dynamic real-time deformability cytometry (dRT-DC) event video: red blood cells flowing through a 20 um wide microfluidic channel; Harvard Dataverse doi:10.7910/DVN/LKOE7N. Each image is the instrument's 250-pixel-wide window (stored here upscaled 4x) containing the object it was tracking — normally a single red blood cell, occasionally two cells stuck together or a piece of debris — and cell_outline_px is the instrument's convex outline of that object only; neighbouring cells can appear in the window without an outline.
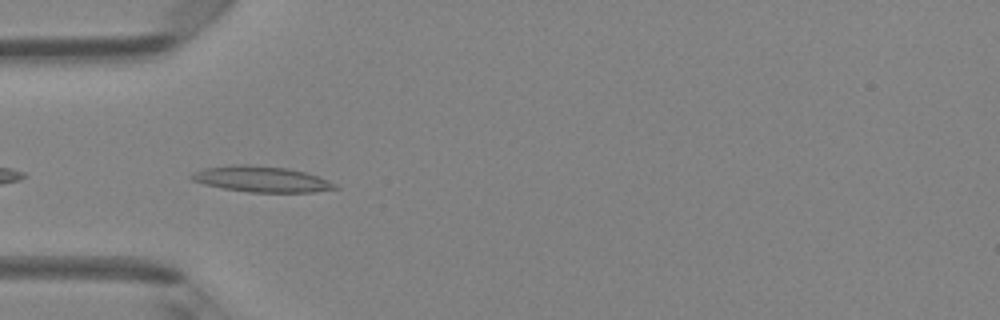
{"species": "Egyptian fruit bat (a non-hibernating species)", "species_latin": "Rousettus aegyptiacus", "temperature_condition": "room temperature", "stored_images_in_passage": 8, "camera_frame_rate_fps": 3000, "um_per_image_px": 0.085, "animal": {"sex": "female"}, "frame": {"image": 1, "passage_image": 4, "time_ms": 1.0, "image_size_px": [1000, 320], "cell_outline_px": [[340, 188], [312, 192], [248, 192], [224, 188], [204, 184], [192, 180], [188, 176], [192, 172], [204, 168], [236, 164], [244, 164], [288, 168], [304, 172], [316, 176], [336, 184]], "centroid_in_image_um": [22.18, 15.22], "position_along_channel_um": 62.8, "area_um2": 21.44}}
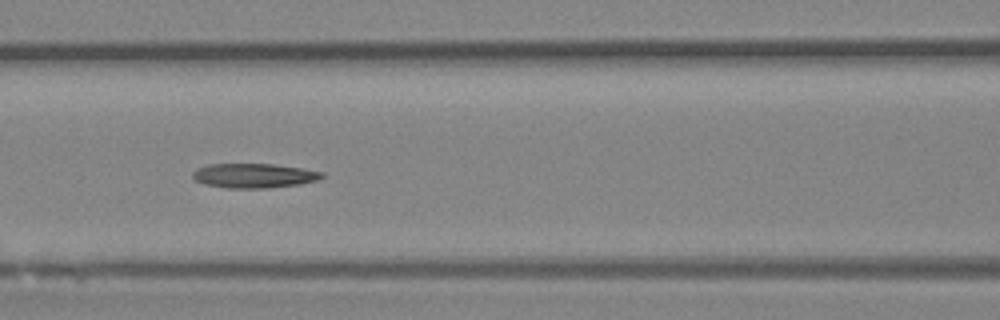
{"frame": {"image": 2, "passage_image": 6, "time_ms": 1.667, "image_size_px": [1000, 320], "cell_outline_px": [[324, 176], [320, 180], [300, 184], [268, 188], [224, 188], [204, 184], [196, 180], [192, 176], [192, 172], [196, 168], [208, 164], [276, 164], [304, 168], [324, 172]], "centroid_in_image_um": [21.61, 14.93], "position_along_channel_um": 145.0, "area_um2": 18.73}}
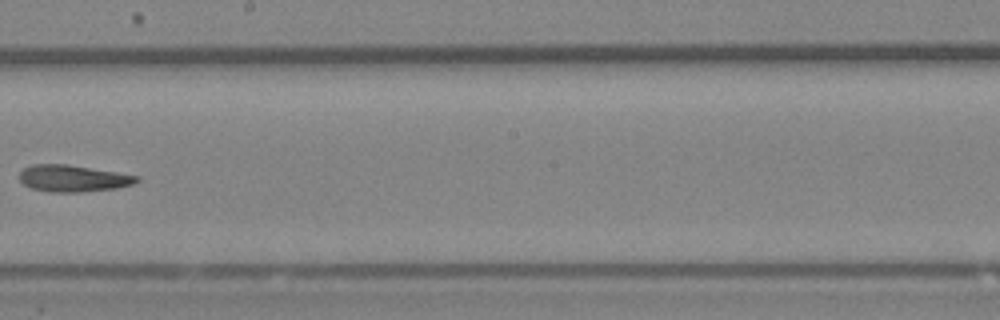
{"frame": {"image": 3, "passage_image": 8, "time_ms": 2.333, "image_size_px": [1000, 320], "cell_outline_px": [[140, 180], [132, 184], [116, 188], [80, 192], [52, 192], [32, 188], [24, 184], [20, 180], [20, 172], [24, 168], [32, 164], [68, 164], [140, 176]], "centroid_in_image_um": [6.21, 15.15], "position_along_channel_um": 242.0, "area_um2": 18.15}}